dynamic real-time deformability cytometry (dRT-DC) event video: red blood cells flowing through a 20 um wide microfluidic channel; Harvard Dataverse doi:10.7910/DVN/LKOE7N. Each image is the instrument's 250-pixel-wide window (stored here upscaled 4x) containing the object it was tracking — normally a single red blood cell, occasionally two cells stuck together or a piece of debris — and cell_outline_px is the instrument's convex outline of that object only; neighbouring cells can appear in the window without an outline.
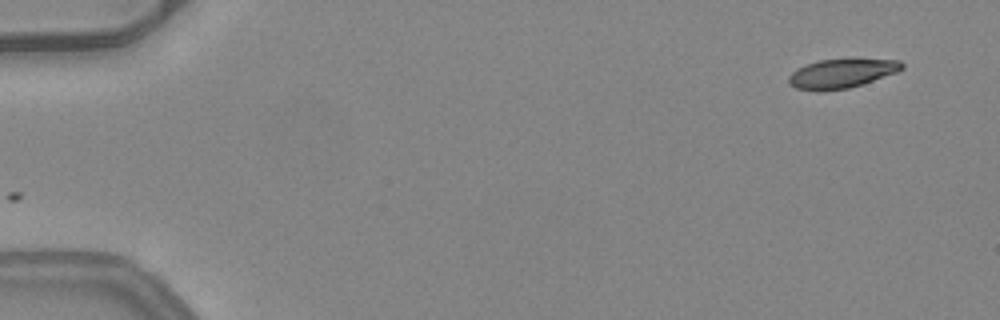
{"species": "common noctule bat (a hibernating species)", "species_latin": "Nyctalus noctula", "temperature_condition": "warm", "stored_images_in_passage": 50, "camera_frame_rate_fps": 3000, "um_per_image_px": 0.085, "animal": {"sex": "female", "body_mass_g": 24.6, "forearm_length_mm": 56.2}, "frame": {"image": 1, "passage_image": 1, "time_ms": 0.0, "image_size_px": [1000, 320], "cell_outline_px": [[904, 68], [896, 72], [848, 88], [820, 92], [816, 92], [796, 88], [788, 84], [788, 76], [796, 68], [804, 64], [820, 60], [900, 60], [904, 64]], "centroid_in_image_um": [71.44, 6.27], "position_along_channel_um": 13.6, "area_um2": 19.02}}
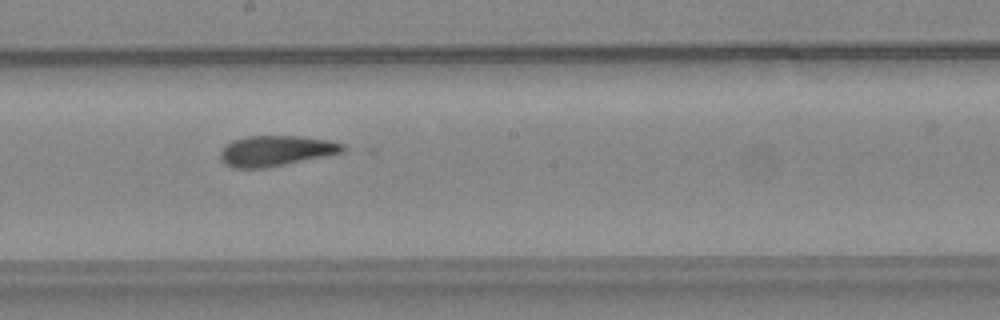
{"frame": {"image": 2, "passage_image": 27, "time_ms": 8.667, "image_size_px": [1000, 320], "cell_outline_px": [[344, 152], [264, 168], [232, 168], [224, 164], [220, 160], [220, 152], [232, 140], [248, 136], [296, 136], [328, 140], [344, 144]], "centroid_in_image_um": [23.41, 12.82], "position_along_channel_um": 224.8, "area_um2": 21.5}}
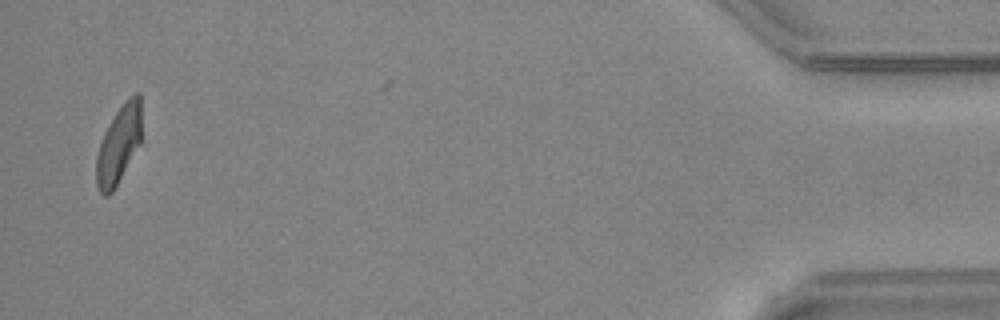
{"frame": {"image": 3, "passage_image": 48, "time_ms": 15.667, "image_size_px": [1000, 320], "cell_outline_px": [[140, 144], [112, 192], [108, 196], [104, 196], [100, 192], [96, 184], [96, 156], [104, 132], [108, 124], [116, 112], [128, 96], [136, 92], [140, 92]], "centroid_in_image_um": [10.08, 12.28], "position_along_channel_um": 425.1, "area_um2": 20.35}, "authors_computed_cell_mechanics": {"area_um2": 21.4438, "velocity_mm_per_s": 4.0581, "shape_relaxation_time_tau1_ms": 5.3806, "shape_relaxation_time_tau2_ms": 1.7335, "deformation_change_tau1": 0.1888, "deformation_change_tau2": 0.0971}}